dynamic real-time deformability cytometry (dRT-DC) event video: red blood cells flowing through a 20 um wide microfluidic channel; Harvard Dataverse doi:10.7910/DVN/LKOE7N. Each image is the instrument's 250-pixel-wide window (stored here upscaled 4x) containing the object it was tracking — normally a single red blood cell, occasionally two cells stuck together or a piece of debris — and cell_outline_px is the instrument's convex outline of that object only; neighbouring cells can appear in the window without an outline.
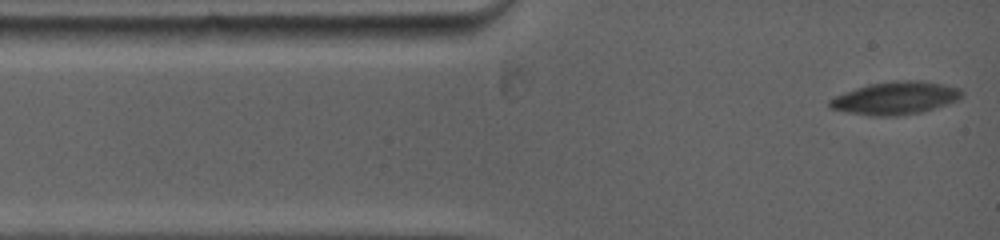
{"species": "common noctule bat (a hibernating species)", "species_latin": "Nyctalus noctula", "temperature_condition": "warm", "stored_images_in_passage": 24, "camera_frame_rate_fps": 5000, "um_per_image_px": 0.085, "animal": {"sex": "female", "body_mass_g": 19.0, "forearm_length_mm": 53.3}, "frame": {"image": 1, "passage_image": 1, "time_ms": 0.0, "image_size_px": [1000, 240], "cell_outline_px": [[964, 96], [948, 104], [920, 112], [896, 116], [868, 116], [844, 112], [828, 108], [828, 100], [844, 92], [856, 88], [872, 84], [892, 80], [924, 80], [960, 88], [964, 92]], "centroid_in_image_um": [76.1, 8.34], "position_along_channel_um": 8.9, "area_um2": 25.49}}
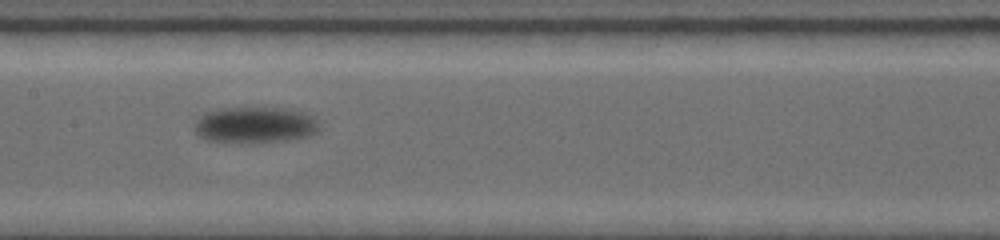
{"frame": {"image": 2, "passage_image": 14, "time_ms": 6.2, "image_size_px": [1000, 240], "cell_outline_px": [[316, 132], [308, 136], [284, 140], [252, 144], [248, 144], [208, 140], [200, 136], [196, 132], [196, 120], [204, 112], [216, 108], [284, 108], [304, 112], [312, 116], [316, 124]], "centroid_in_image_um": [21.62, 10.63], "position_along_channel_um": 185.8, "area_um2": 26.3}}
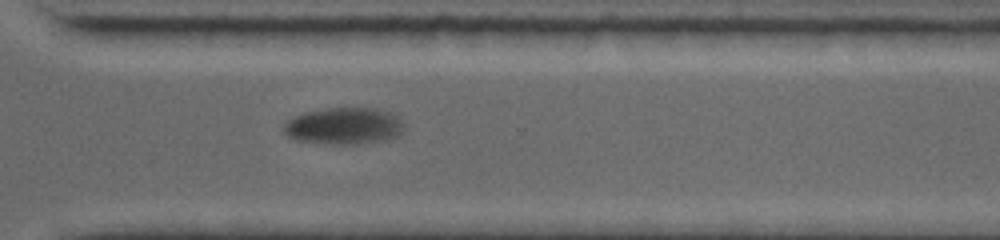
{"frame": {"image": 3, "passage_image": 24, "time_ms": 10.6, "image_size_px": [1000, 240], "cell_outline_px": [[404, 128], [396, 136], [380, 140], [356, 144], [332, 144], [296, 140], [288, 136], [284, 132], [284, 124], [288, 120], [304, 112], [328, 108], [376, 108], [392, 112], [404, 124]], "centroid_in_image_um": [29.23, 10.7], "position_along_channel_um": 341.4, "area_um2": 25.55}}